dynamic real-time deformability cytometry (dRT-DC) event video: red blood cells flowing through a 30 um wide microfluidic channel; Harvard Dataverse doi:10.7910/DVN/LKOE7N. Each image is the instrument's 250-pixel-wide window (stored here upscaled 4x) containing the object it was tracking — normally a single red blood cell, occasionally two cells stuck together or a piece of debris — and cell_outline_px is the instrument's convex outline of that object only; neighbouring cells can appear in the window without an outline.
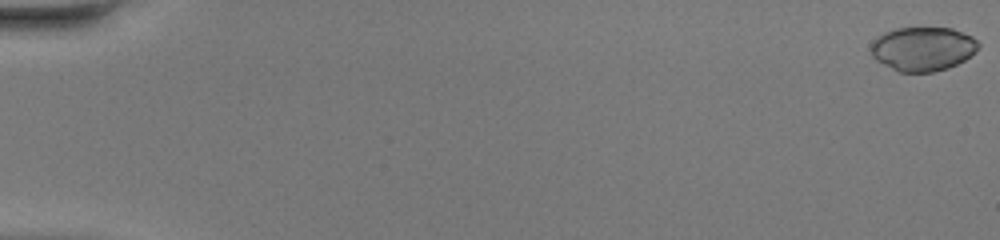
{"species": "common noctule bat (a hibernating species)", "species_latin": "Nyctalus noctula", "temperature_condition": "warm", "stored_images_in_passage": 49, "camera_frame_rate_fps": 3000, "um_per_image_px": 0.085, "animal": {"sex": "female", "body_mass_g": 20.0, "forearm_length_mm": 54.0}, "frame": {"image": 1, "passage_image": 1, "time_ms": 0.0, "image_size_px": [1000, 240], "cell_outline_px": [[980, 48], [976, 52], [964, 60], [948, 68], [932, 72], [900, 72], [876, 60], [872, 56], [872, 40], [884, 32], [896, 28], [952, 28], [972, 36], [980, 44]], "centroid_in_image_um": [78.46, 4.14], "position_along_channel_um": 6.5, "area_um2": 27.57}}
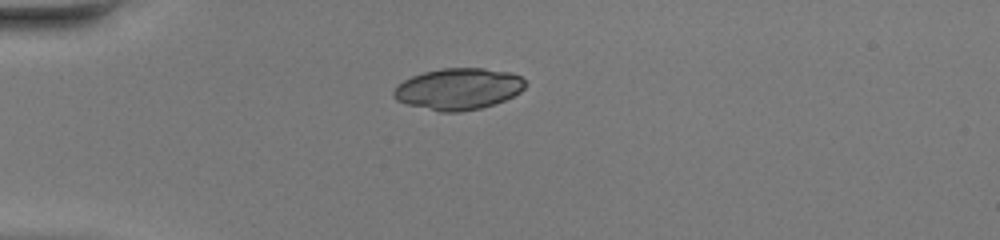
{"frame": {"image": 2, "passage_image": 15, "time_ms": 4.667, "image_size_px": [1000, 240], "cell_outline_px": [[528, 84], [520, 92], [496, 104], [480, 108], [460, 112], [440, 112], [408, 104], [396, 100], [392, 96], [392, 92], [404, 80], [412, 76], [424, 72], [444, 68], [484, 68], [508, 72], [520, 76]], "centroid_in_image_um": [38.98, 7.56], "position_along_channel_um": 46.0, "area_um2": 31.73}}
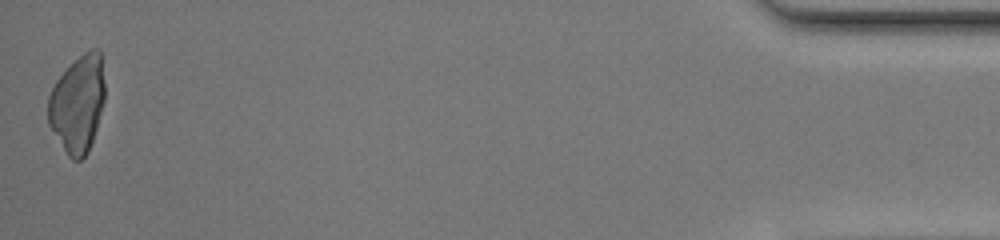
{"frame": {"image": 3, "passage_image": 49, "time_ms": 16.0, "image_size_px": [1000, 240], "cell_outline_px": [[104, 100], [96, 128], [88, 152], [80, 160], [72, 160], [68, 156], [48, 124], [48, 96], [56, 80], [84, 52], [92, 48], [100, 48], [104, 84]], "centroid_in_image_um": [6.59, 8.83], "position_along_channel_um": 428.6, "area_um2": 31.73}}